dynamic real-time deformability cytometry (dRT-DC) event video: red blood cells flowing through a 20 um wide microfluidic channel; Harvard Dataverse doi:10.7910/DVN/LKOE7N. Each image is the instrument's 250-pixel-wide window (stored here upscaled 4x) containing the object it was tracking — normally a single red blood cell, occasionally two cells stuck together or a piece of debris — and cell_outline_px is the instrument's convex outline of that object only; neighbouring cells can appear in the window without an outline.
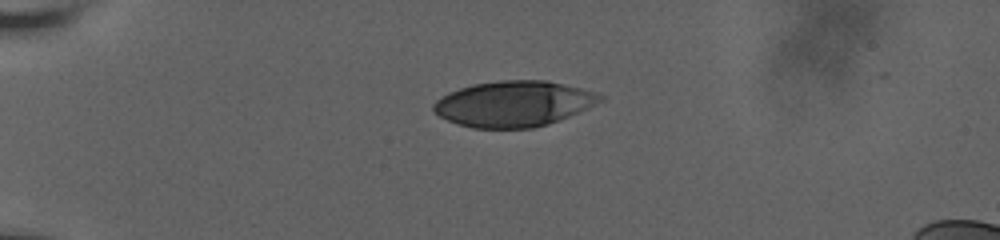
{"species": "human", "species_latin": "Homo sapiens", "temperature_condition": "room temperature", "stored_images_in_passage": 44, "camera_frame_rate_fps": 3000, "um_per_image_px": 0.085, "donor": {"sex": "male"}, "frame": {"image": 1, "passage_image": 1, "time_ms": 0.0, "image_size_px": [1000, 240], "cell_outline_px": [[604, 100], [568, 116], [548, 124], [532, 128], [472, 128], [456, 124], [440, 116], [432, 108], [432, 104], [436, 100], [448, 92], [472, 84], [500, 80], [548, 80], [580, 88], [604, 96]], "centroid_in_image_um": [43.62, 8.82], "position_along_channel_um": 41.4, "area_um2": 44.16}}
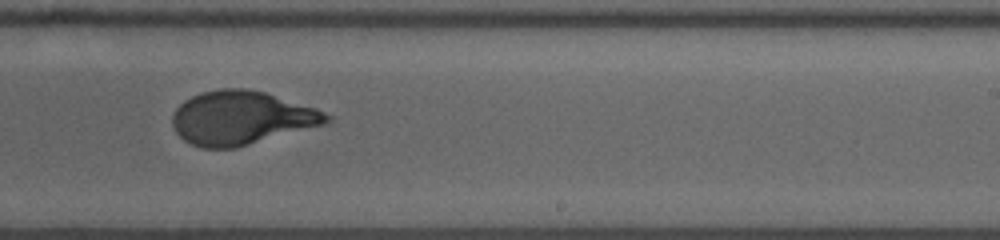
{"frame": {"image": 2, "passage_image": 24, "time_ms": 7.667, "image_size_px": [1000, 240], "cell_outline_px": [[332, 120], [324, 124], [236, 148], [200, 148], [184, 140], [176, 132], [172, 124], [172, 116], [176, 108], [184, 100], [192, 96], [204, 92], [220, 88], [244, 88], [264, 92], [316, 108], [332, 116]], "centroid_in_image_um": [20.5, 10.02], "position_along_channel_um": 268.5, "area_um2": 47.97}}
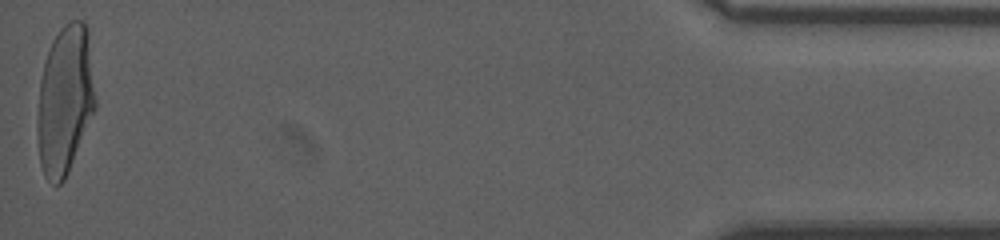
{"frame": {"image": 3, "passage_image": 44, "time_ms": 14.333, "image_size_px": [1000, 240], "cell_outline_px": [[96, 108], [68, 172], [64, 180], [60, 184], [52, 184], [44, 176], [40, 164], [36, 132], [36, 124], [40, 80], [44, 64], [52, 40], [60, 28], [72, 20], [84, 20], [88, 28], [96, 100]], "centroid_in_image_um": [5.52, 8.5], "position_along_channel_um": 429.7, "area_um2": 50.69}, "authors_computed_cell_mechanics": {"area_um2": 47.8873, "velocity_mm_per_s": 3.6473, "shape_relaxation_time_tau1_ms": 4.7261, "shape_relaxation_time_tau2_ms": null, "deformation_change_tau1": 0.2221, "deformation_change_tau2": null}}